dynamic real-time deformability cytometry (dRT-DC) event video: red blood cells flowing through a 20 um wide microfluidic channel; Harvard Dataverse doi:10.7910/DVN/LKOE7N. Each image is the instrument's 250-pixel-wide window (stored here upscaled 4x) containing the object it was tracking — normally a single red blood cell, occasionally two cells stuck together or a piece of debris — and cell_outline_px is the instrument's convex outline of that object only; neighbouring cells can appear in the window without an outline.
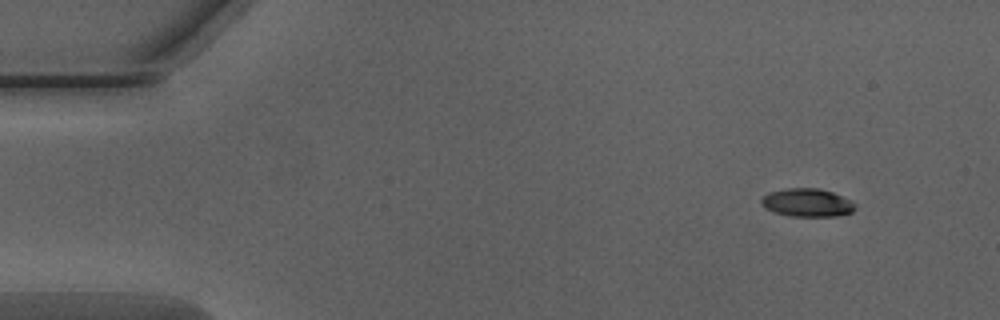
{"species": "Egyptian fruit bat (a non-hibernating species)", "species_latin": "Rousettus aegyptiacus", "temperature_condition": "warm", "stored_images_in_passage": 48, "camera_frame_rate_fps": 3000, "um_per_image_px": 0.085, "animal": {"sex": "male"}, "frame": {"image": 1, "passage_image": 1, "time_ms": 0.0, "image_size_px": [1000, 320], "cell_outline_px": [[856, 208], [852, 212], [836, 216], [792, 216], [776, 212], [764, 208], [760, 204], [760, 200], [768, 192], [788, 188], [820, 188], [832, 192], [852, 200], [856, 204]], "centroid_in_image_um": [68.62, 17.22], "position_along_channel_um": 16.4, "area_um2": 15.49}}
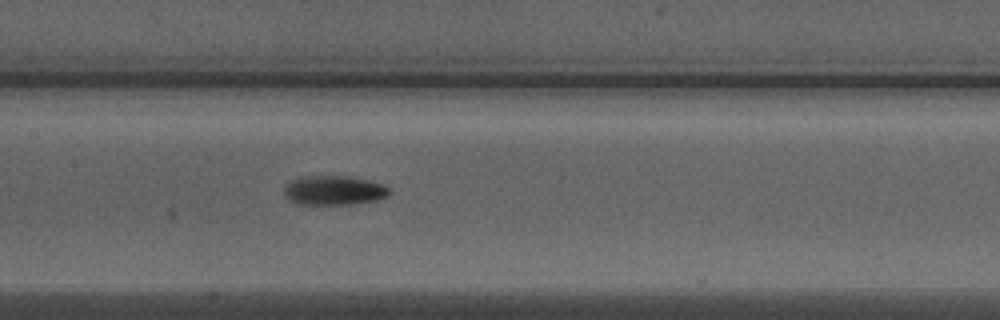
{"frame": {"image": 2, "passage_image": 21, "time_ms": 6.667, "image_size_px": [1000, 320], "cell_outline_px": [[392, 192], [388, 196], [376, 200], [356, 204], [296, 204], [288, 200], [284, 192], [284, 188], [292, 180], [300, 176], [348, 176], [368, 180], [384, 184]], "centroid_in_image_um": [28.4, 16.18], "position_along_channel_um": 179.0, "area_um2": 18.15}}
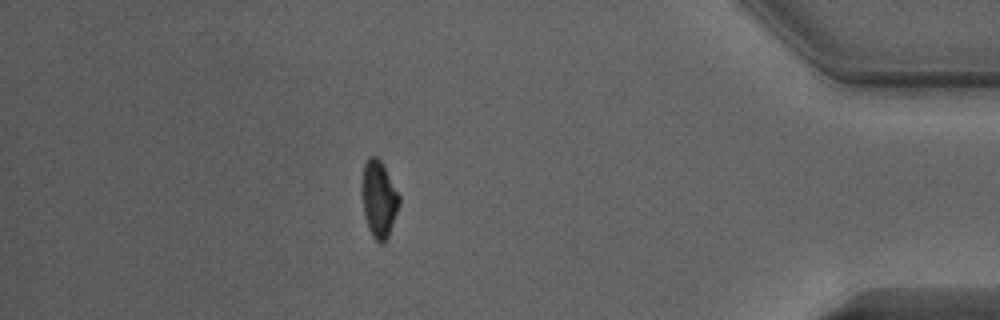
{"frame": {"image": 3, "passage_image": 41, "time_ms": 13.333, "image_size_px": [1000, 320], "cell_outline_px": [[400, 204], [388, 236], [384, 244], [380, 244], [372, 236], [368, 228], [364, 216], [360, 184], [364, 164], [368, 156], [376, 156], [380, 160], [400, 196]], "centroid_in_image_um": [32.18, 16.92], "position_along_channel_um": 403.0, "area_um2": 16.88}, "authors_computed_cell_mechanics": {"area_um2": 16.6175, "velocity_mm_per_s": 4.0452, "shape_relaxation_time_tau1_ms": 4.5825, "shape_relaxation_time_tau2_ms": 6.0786, "deformation_change_tau1": 0.155, "deformation_change_tau2": 0.1341}}